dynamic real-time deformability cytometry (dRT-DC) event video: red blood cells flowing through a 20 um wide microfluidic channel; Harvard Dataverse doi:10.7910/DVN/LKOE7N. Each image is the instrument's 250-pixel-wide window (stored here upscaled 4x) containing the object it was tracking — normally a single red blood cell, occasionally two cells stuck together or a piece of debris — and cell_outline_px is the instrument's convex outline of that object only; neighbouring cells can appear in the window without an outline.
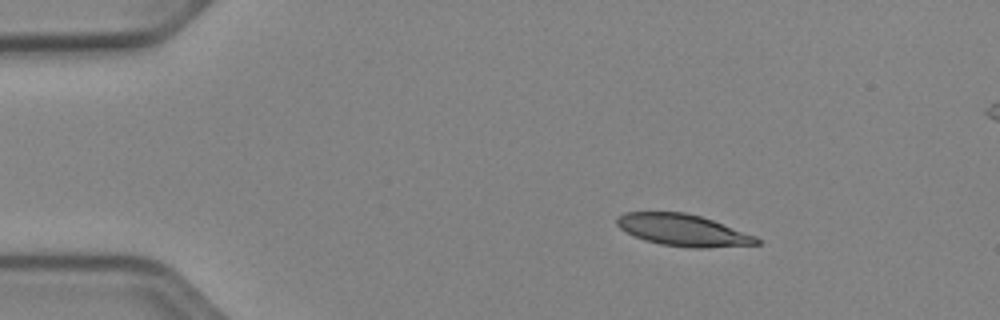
{"species": "Egyptian fruit bat (a non-hibernating species)", "species_latin": "Rousettus aegyptiacus", "temperature_condition": "cold", "stored_images_in_passage": 51, "camera_frame_rate_fps": 3000, "um_per_image_px": 0.085, "animal": {"sex": "female"}, "frame": {"image": 1, "passage_image": 8, "time_ms": 2.333, "image_size_px": [1000, 320], "cell_outline_px": [[764, 240], [760, 244], [704, 248], [692, 248], [660, 244], [644, 240], [620, 228], [616, 224], [616, 216], [624, 212], [684, 212], [700, 216], [712, 220], [756, 236]], "centroid_in_image_um": [58.07, 19.56], "position_along_channel_um": 26.9, "area_um2": 25.84}}
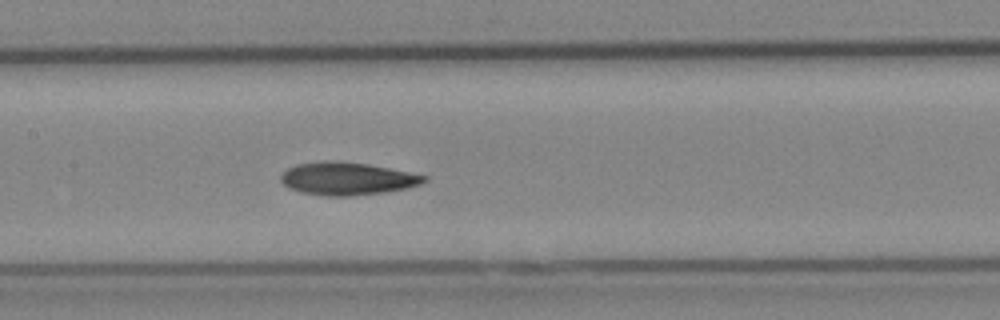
{"frame": {"image": 2, "passage_image": 25, "time_ms": 8.0, "image_size_px": [1000, 320], "cell_outline_px": [[428, 180], [420, 184], [408, 188], [384, 192], [348, 196], [324, 196], [300, 192], [288, 188], [280, 180], [280, 176], [288, 168], [296, 164], [368, 164], [428, 176]], "centroid_in_image_um": [29.55, 15.24], "position_along_channel_um": 177.9, "area_um2": 26.24}}
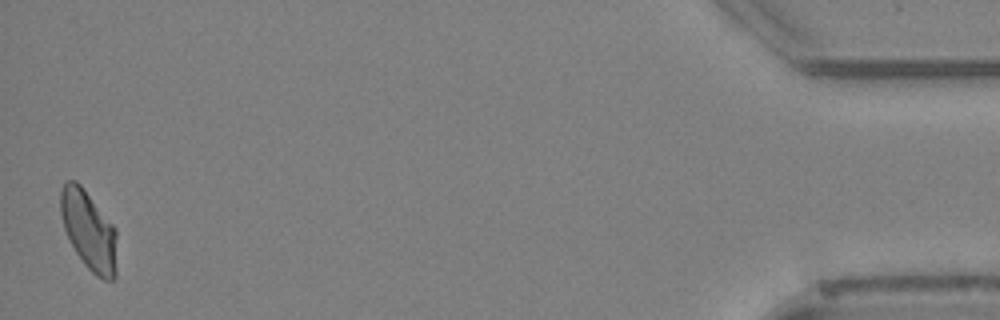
{"frame": {"image": 3, "passage_image": 51, "time_ms": 16.667, "image_size_px": [1000, 320], "cell_outline_px": [[116, 276], [112, 280], [104, 280], [96, 276], [84, 264], [76, 252], [64, 228], [60, 212], [60, 188], [68, 180], [76, 180], [80, 184], [116, 228]], "centroid_in_image_um": [7.55, 19.58], "position_along_channel_um": 427.6, "area_um2": 25.89}, "authors_computed_cell_mechanics": {"area_um2": 26.2412, "velocity_mm_per_s": 3.9086, "shape_relaxation_time_tau1_ms": 4.8729, "shape_relaxation_time_tau2_ms": 5.2954, "deformation_change_tau1": 0.158, "deformation_change_tau2": 0.0952}}